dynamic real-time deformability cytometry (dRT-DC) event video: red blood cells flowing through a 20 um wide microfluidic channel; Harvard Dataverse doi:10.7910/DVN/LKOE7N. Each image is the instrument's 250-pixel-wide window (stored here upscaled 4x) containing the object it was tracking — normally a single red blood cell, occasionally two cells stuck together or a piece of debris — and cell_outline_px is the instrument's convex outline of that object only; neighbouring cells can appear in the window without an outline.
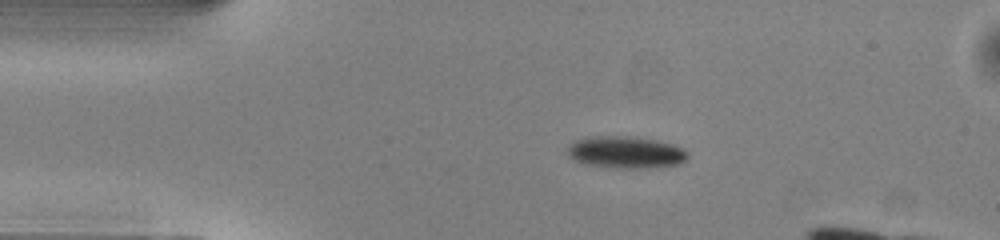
{"species": "common noctule bat (a hibernating species)", "species_latin": "Nyctalus noctula", "temperature_condition": "warm", "stored_images_in_passage": 11, "camera_frame_rate_fps": 3000, "um_per_image_px": 0.085, "animal": {"sex": "male", "body_mass_g": 13.0, "forearm_length_mm": 53.1}, "frame": {"image": 1, "passage_image": 1, "time_ms": 0.0, "image_size_px": [1000, 240], "cell_outline_px": [[688, 160], [680, 164], [648, 168], [616, 168], [584, 164], [568, 156], [568, 144], [576, 140], [588, 136], [628, 136], [656, 140], [672, 144], [684, 148], [688, 152]], "centroid_in_image_um": [53.21, 12.94], "position_along_channel_um": 31.8, "area_um2": 22.66}}
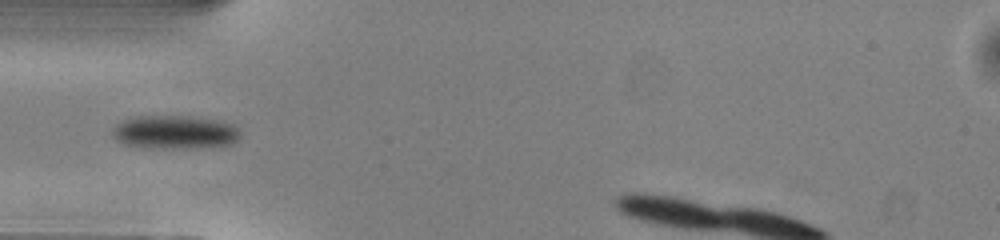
{"frame": {"image": 2, "passage_image": 7, "time_ms": 2.0, "image_size_px": [1000, 240], "cell_outline_px": [[240, 136], [232, 144], [220, 148], [148, 148], [120, 144], [112, 136], [112, 128], [116, 124], [124, 120], [136, 116], [188, 116], [224, 120], [236, 124], [240, 132]], "centroid_in_image_um": [14.92, 11.25], "position_along_channel_um": 70.1, "area_um2": 25.89}}
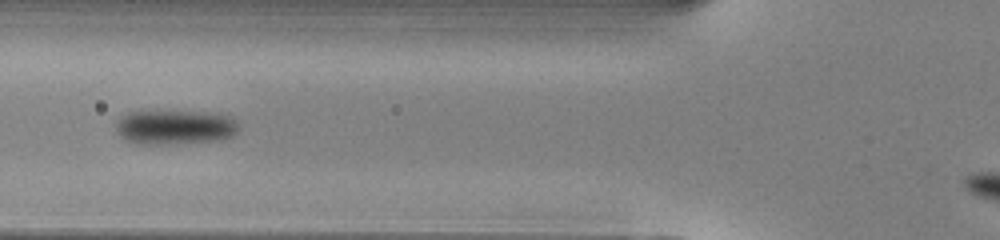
{"frame": {"image": 3, "passage_image": 10, "time_ms": 3.0, "image_size_px": [1000, 240], "cell_outline_px": [[240, 128], [232, 136], [220, 140], [172, 144], [136, 144], [120, 136], [116, 132], [116, 124], [120, 116], [128, 112], [204, 112], [228, 116]], "centroid_in_image_um": [14.83, 10.83], "position_along_channel_um": 111.0, "area_um2": 24.45}}